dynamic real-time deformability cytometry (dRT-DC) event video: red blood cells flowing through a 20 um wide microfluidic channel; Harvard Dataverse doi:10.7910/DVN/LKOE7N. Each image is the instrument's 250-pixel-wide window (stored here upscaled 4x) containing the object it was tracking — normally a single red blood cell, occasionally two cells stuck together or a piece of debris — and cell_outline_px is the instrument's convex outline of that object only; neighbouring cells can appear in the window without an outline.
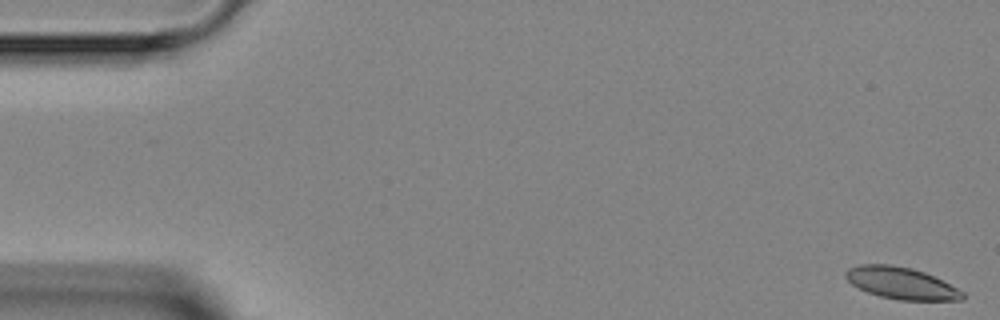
{"species": "Egyptian fruit bat (a non-hibernating species)", "species_latin": "Rousettus aegyptiacus", "temperature_condition": "room temperature", "stored_images_in_passage": 9, "camera_frame_rate_fps": 3000, "um_per_image_px": 0.085, "animal": {"sex": "female"}, "frame": {"image": 1, "passage_image": 1, "time_ms": 0.0, "image_size_px": [1000, 320], "cell_outline_px": [[964, 300], [900, 300], [880, 296], [868, 292], [852, 284], [844, 276], [844, 272], [848, 268], [860, 264], [892, 264], [912, 268], [924, 272], [964, 292]], "centroid_in_image_um": [76.57, 24.06], "position_along_channel_um": 8.4, "area_um2": 21.5}}
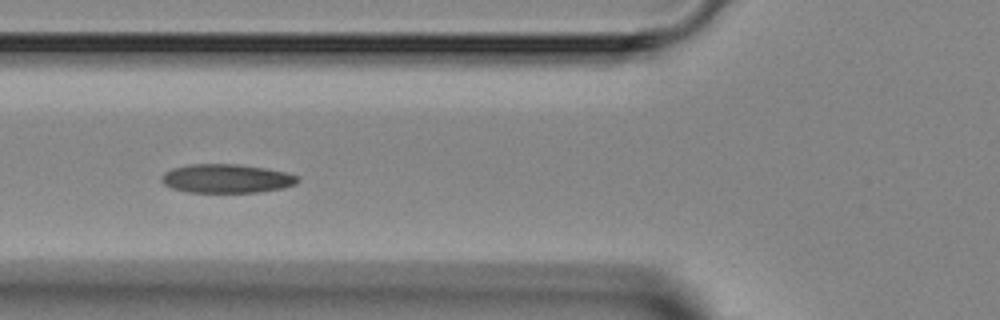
{"frame": {"image": 2, "passage_image": 6, "time_ms": 5.667, "image_size_px": [1000, 320], "cell_outline_px": [[300, 180], [296, 184], [284, 188], [260, 192], [188, 192], [172, 188], [164, 184], [160, 180], [160, 176], [164, 172], [172, 168], [192, 164], [240, 164], [288, 172], [300, 176]], "centroid_in_image_um": [19.29, 15.17], "position_along_channel_um": 106.5, "area_um2": 23.12}}
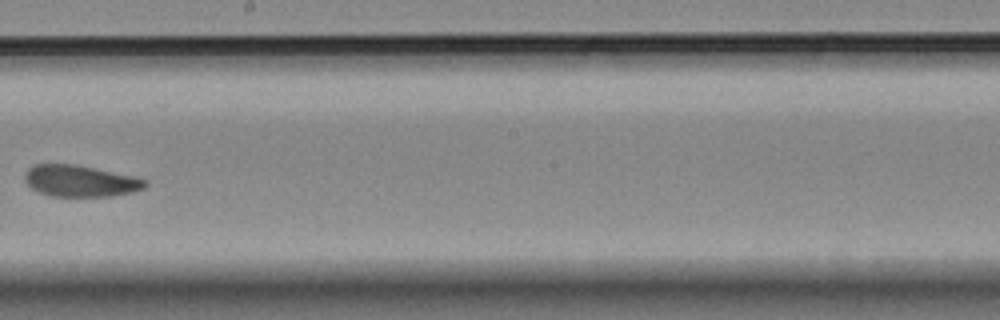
{"frame": {"image": 3, "passage_image": 9, "time_ms": 9.0, "image_size_px": [1000, 320], "cell_outline_px": [[148, 184], [144, 188], [132, 192], [112, 196], [52, 196], [36, 192], [24, 180], [24, 172], [32, 164], [76, 164], [136, 176], [148, 180]], "centroid_in_image_um": [6.82, 15.37], "position_along_channel_um": 241.4, "area_um2": 22.43}}